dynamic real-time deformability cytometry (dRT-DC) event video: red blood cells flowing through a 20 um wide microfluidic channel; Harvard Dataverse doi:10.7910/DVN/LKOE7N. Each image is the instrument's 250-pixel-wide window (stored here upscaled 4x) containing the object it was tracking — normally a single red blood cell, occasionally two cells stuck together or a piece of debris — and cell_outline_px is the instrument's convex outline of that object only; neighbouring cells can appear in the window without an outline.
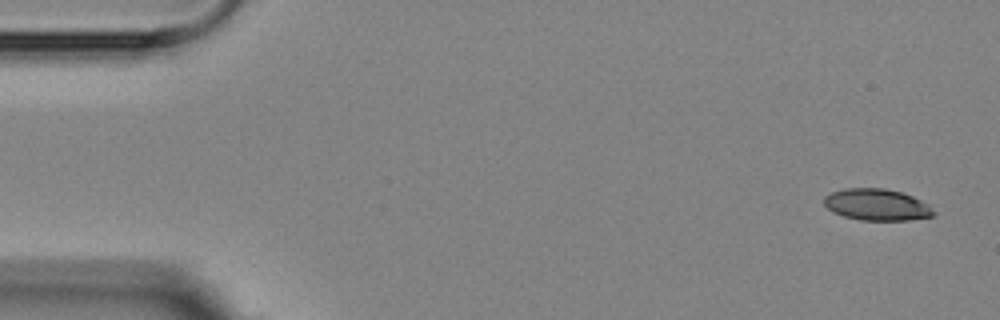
{"species": "Egyptian fruit bat (a non-hibernating species)", "species_latin": "Rousettus aegyptiacus", "temperature_condition": "room temperature", "stored_images_in_passage": 5, "camera_frame_rate_fps": 3000, "um_per_image_px": 0.085, "animal": {"sex": "female"}, "frame": {"image": 1, "passage_image": 1, "time_ms": 0.0, "image_size_px": [1000, 320], "cell_outline_px": [[936, 216], [908, 220], [860, 220], [844, 216], [832, 212], [824, 204], [824, 196], [832, 192], [844, 188], [884, 188], [900, 192], [912, 196], [928, 204], [936, 212]], "centroid_in_image_um": [74.54, 17.4], "position_along_channel_um": 10.5, "area_um2": 20.23}}
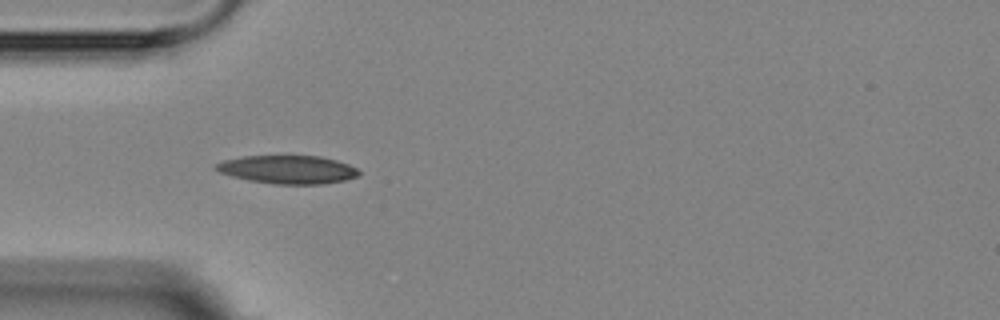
{"frame": {"image": 2, "passage_image": 4, "time_ms": 4.667, "image_size_px": [1000, 320], "cell_outline_px": [[360, 176], [344, 180], [320, 184], [276, 184], [248, 180], [232, 176], [220, 172], [216, 168], [216, 164], [224, 160], [244, 156], [320, 156], [336, 160], [348, 164], [356, 168], [360, 172]], "centroid_in_image_um": [24.49, 14.41], "position_along_channel_um": 60.5, "area_um2": 23.35}}
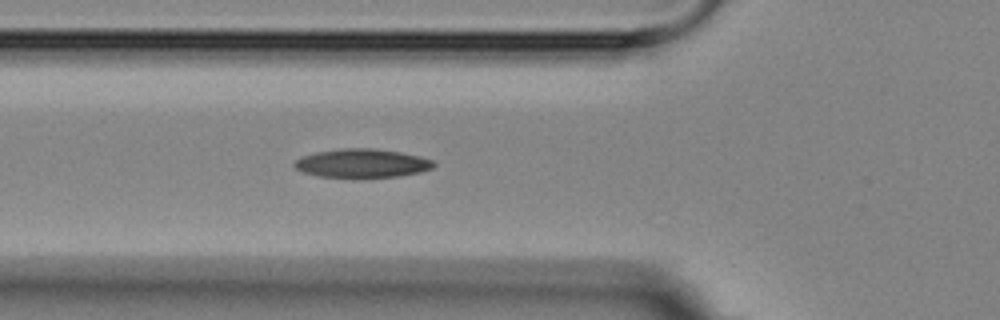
{"frame": {"image": 3, "passage_image": 5, "time_ms": 5.667, "image_size_px": [1000, 320], "cell_outline_px": [[436, 164], [432, 168], [420, 172], [396, 176], [356, 180], [352, 180], [320, 176], [300, 172], [292, 164], [300, 156], [316, 152], [340, 148], [376, 148], [400, 152], [420, 156], [432, 160]], "centroid_in_image_um": [30.72, 13.91], "position_along_channel_um": 95.1, "area_um2": 24.16}}